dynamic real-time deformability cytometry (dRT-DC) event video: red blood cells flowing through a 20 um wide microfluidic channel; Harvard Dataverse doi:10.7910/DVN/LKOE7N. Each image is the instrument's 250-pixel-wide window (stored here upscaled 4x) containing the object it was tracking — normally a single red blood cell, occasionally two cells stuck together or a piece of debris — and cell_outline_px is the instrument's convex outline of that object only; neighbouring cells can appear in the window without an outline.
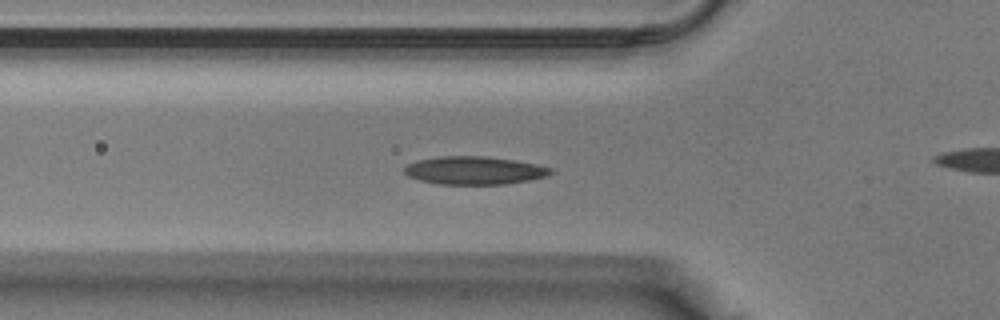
{"species": "Egyptian fruit bat (a non-hibernating species)", "species_latin": "Rousettus aegyptiacus", "temperature_condition": "warm", "stored_images_in_passage": 33, "camera_frame_rate_fps": 3000, "um_per_image_px": 0.085, "animal": {"sex": "male"}, "frame": {"image": 1, "passage_image": 11, "time_ms": 3.333, "image_size_px": [1000, 320], "cell_outline_px": [[556, 172], [548, 176], [528, 180], [504, 184], [440, 184], [420, 180], [408, 176], [404, 172], [404, 168], [408, 164], [416, 160], [436, 156], [488, 156], [536, 164], [552, 168]], "centroid_in_image_um": [40.33, 14.48], "position_along_channel_um": 85.5, "area_um2": 23.99}}
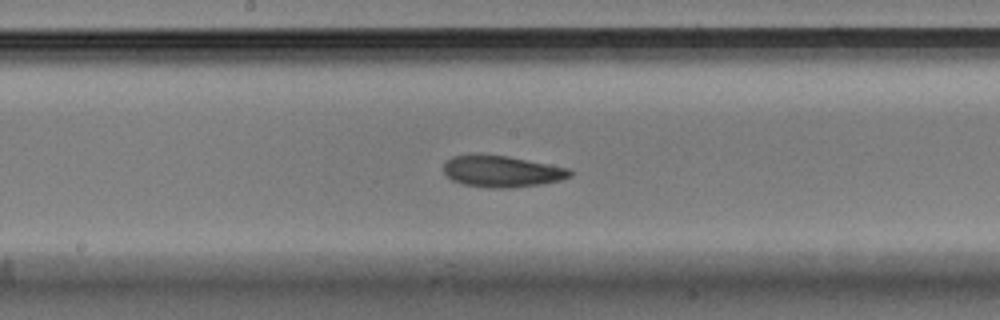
{"frame": {"image": 2, "passage_image": 18, "time_ms": 5.667, "image_size_px": [1000, 320], "cell_outline_px": [[572, 176], [560, 180], [540, 184], [512, 188], [488, 188], [464, 184], [452, 180], [444, 172], [444, 164], [452, 156], [504, 156], [548, 164], [568, 168], [572, 172]], "centroid_in_image_um": [42.68, 14.6], "position_along_channel_um": 205.5, "area_um2": 22.54}}
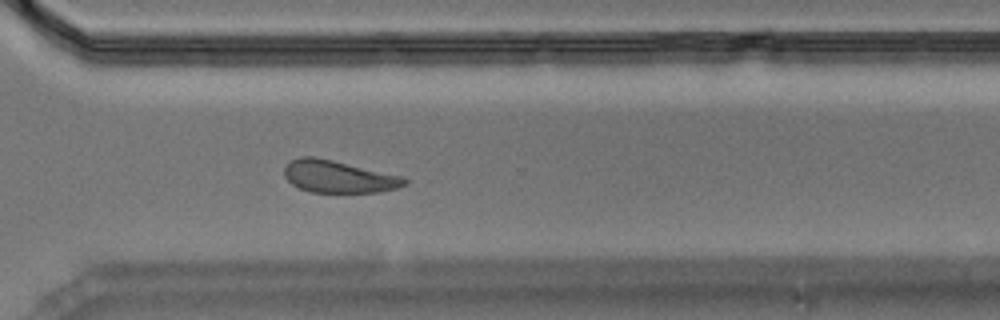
{"frame": {"image": 3, "passage_image": 26, "time_ms": 8.333, "image_size_px": [1000, 320], "cell_outline_px": [[408, 184], [396, 188], [380, 192], [312, 192], [300, 188], [292, 184], [284, 176], [284, 168], [292, 160], [300, 156], [316, 156], [404, 176], [408, 180]], "centroid_in_image_um": [28.8, 15.0], "position_along_channel_um": 341.8, "area_um2": 22.72}}